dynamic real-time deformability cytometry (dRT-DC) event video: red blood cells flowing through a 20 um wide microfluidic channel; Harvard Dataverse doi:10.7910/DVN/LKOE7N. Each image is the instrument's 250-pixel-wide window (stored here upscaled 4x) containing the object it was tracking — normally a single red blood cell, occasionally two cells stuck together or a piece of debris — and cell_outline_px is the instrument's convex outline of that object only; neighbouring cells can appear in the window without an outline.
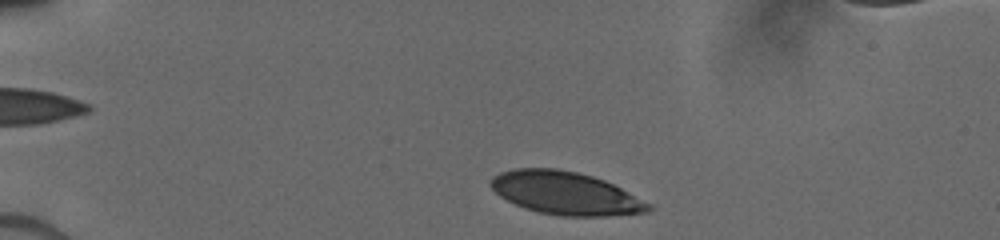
{"species": "human", "species_latin": "Homo sapiens", "temperature_condition": "cold", "stored_images_in_passage": 17, "camera_frame_rate_fps": 3000, "um_per_image_px": 0.085, "donor": {"sex": "male"}, "frame": {"image": 1, "passage_image": 1, "time_ms": 0.0, "image_size_px": [1000, 240], "cell_outline_px": [[656, 208], [648, 212], [608, 216], [560, 216], [536, 212], [524, 208], [500, 196], [488, 184], [492, 176], [500, 172], [516, 168], [556, 168], [576, 172], [592, 176], [604, 180], [652, 204]], "centroid_in_image_um": [48.07, 16.43], "position_along_channel_um": 36.9, "area_um2": 39.59}}
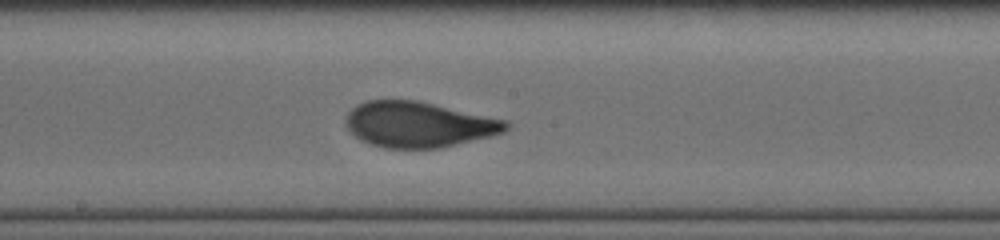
{"frame": {"image": 2, "passage_image": 10, "time_ms": 6.0, "image_size_px": [1000, 240], "cell_outline_px": [[508, 128], [504, 132], [492, 136], [436, 148], [384, 148], [360, 140], [344, 124], [344, 120], [348, 112], [356, 104], [364, 100], [416, 100], [508, 120]], "centroid_in_image_um": [35.56, 10.57], "position_along_channel_um": 212.6, "area_um2": 42.48}}
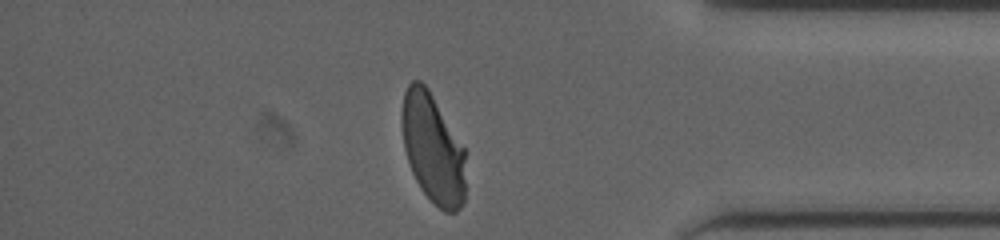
{"frame": {"image": 3, "passage_image": 17, "time_ms": 11.0, "image_size_px": [1000, 240], "cell_outline_px": [[464, 200], [460, 208], [456, 212], [444, 212], [420, 188], [412, 172], [404, 148], [400, 120], [400, 112], [404, 92], [408, 84], [412, 80], [420, 80], [428, 88], [464, 148]], "centroid_in_image_um": [36.75, 12.58], "position_along_channel_um": 398.5, "area_um2": 40.52}}